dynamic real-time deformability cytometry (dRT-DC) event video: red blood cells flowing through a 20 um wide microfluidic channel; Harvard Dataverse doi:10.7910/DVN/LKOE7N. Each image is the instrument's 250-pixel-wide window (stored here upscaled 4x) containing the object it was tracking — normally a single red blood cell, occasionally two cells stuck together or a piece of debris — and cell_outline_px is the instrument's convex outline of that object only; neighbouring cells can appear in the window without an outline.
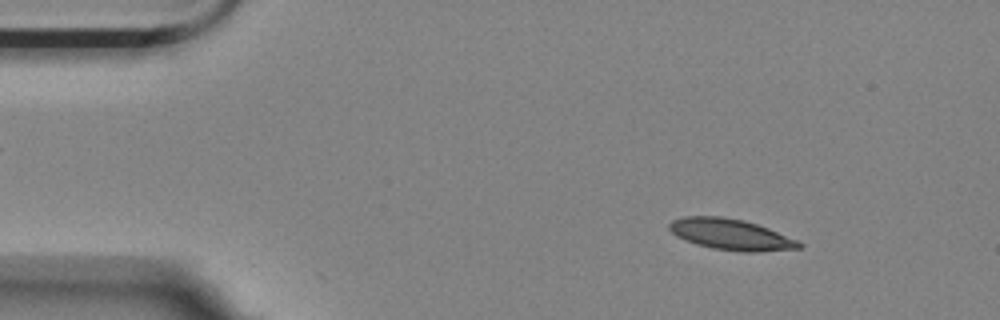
{"species": "Egyptian fruit bat (a non-hibernating species)", "species_latin": "Rousettus aegyptiacus", "temperature_condition": "room temperature", "stored_images_in_passage": 58, "segment_of_instrument_passage": [1, 2], "camera_frame_rate_fps": 3000, "um_per_image_px": 0.085, "animal": {"sex": "female"}, "frame": {"image": 1, "passage_image": 8, "time_ms": 2.333, "image_size_px": [1000, 320], "cell_outline_px": [[804, 244], [800, 248], [760, 252], [744, 252], [712, 248], [696, 244], [676, 236], [668, 228], [668, 224], [672, 220], [684, 216], [724, 216], [744, 220], [768, 228], [800, 240]], "centroid_in_image_um": [62.15, 19.92], "position_along_channel_um": 22.9, "area_um2": 23.64}}
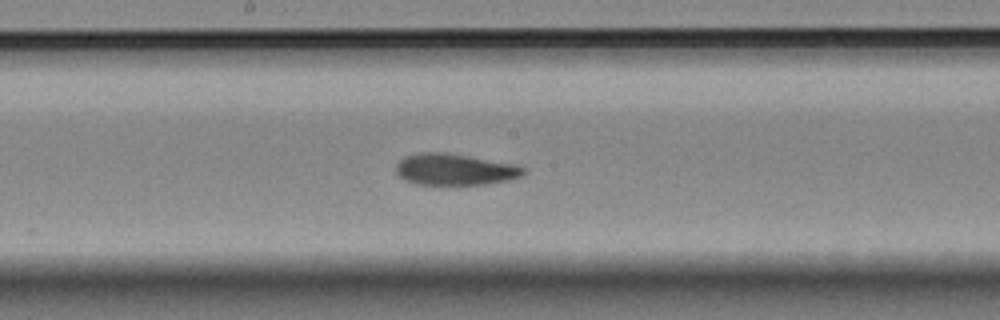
{"frame": {"image": 2, "passage_image": 30, "time_ms": 9.667, "image_size_px": [1000, 320], "cell_outline_px": [[524, 172], [520, 176], [508, 180], [484, 184], [416, 184], [404, 180], [396, 172], [396, 164], [404, 156], [420, 152], [444, 152], [516, 164], [524, 168]], "centroid_in_image_um": [38.62, 14.39], "position_along_channel_um": 209.6, "area_um2": 23.18}}
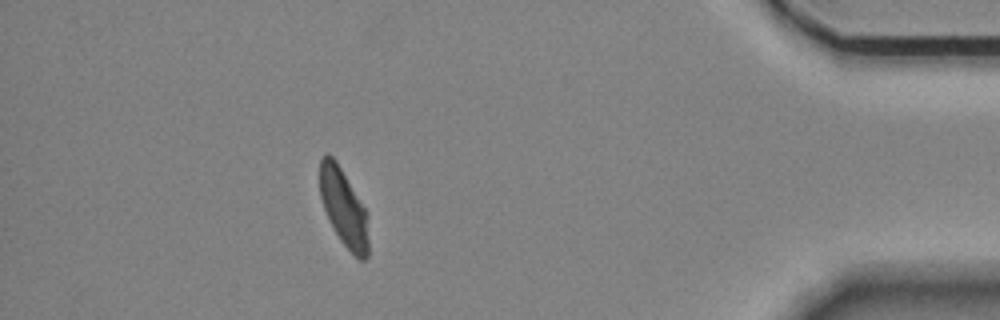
{"frame": {"image": 3, "passage_image": 51, "time_ms": 16.667, "image_size_px": [1000, 320], "cell_outline_px": [[368, 256], [364, 260], [360, 260], [340, 240], [324, 208], [320, 196], [320, 160], [328, 152], [336, 160], [364, 208], [368, 216]], "centroid_in_image_um": [29.22, 17.64], "position_along_channel_um": 406.0, "area_um2": 21.44}}